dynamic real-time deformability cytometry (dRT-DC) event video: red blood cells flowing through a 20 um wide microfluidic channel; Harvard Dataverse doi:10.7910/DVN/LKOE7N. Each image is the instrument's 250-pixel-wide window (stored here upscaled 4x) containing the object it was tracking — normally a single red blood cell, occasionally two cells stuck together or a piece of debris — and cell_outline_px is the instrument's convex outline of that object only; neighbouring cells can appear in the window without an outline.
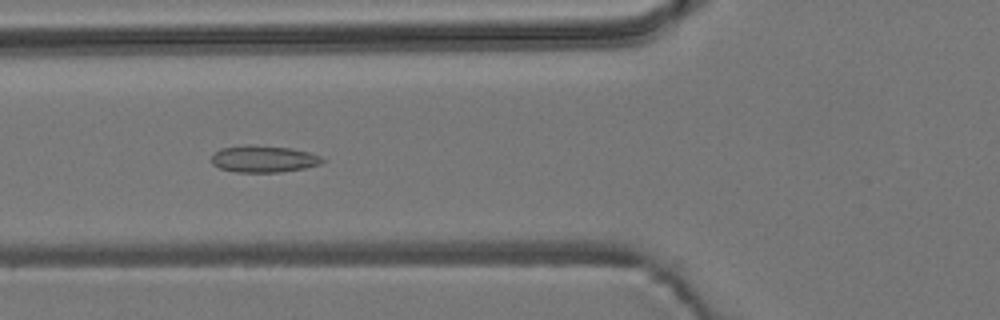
{"species": "common noctule bat (a hibernating species)", "species_latin": "Nyctalus noctula", "temperature_condition": "room temperature", "stored_images_in_passage": 54, "camera_frame_rate_fps": 3000, "um_per_image_px": 0.085, "animal": {"sex": "male", "body_mass_g": 19.2, "forearm_length_mm": 51.8}, "frame": {"image": 1, "passage_image": 20, "time_ms": 6.333, "image_size_px": [1000, 320], "cell_outline_px": [[328, 160], [320, 164], [304, 168], [280, 172], [236, 172], [220, 168], [212, 164], [212, 156], [220, 148], [244, 144], [252, 144], [292, 148], [308, 152], [320, 156]], "centroid_in_image_um": [22.42, 13.49], "position_along_channel_um": 103.4, "area_um2": 17.51}}
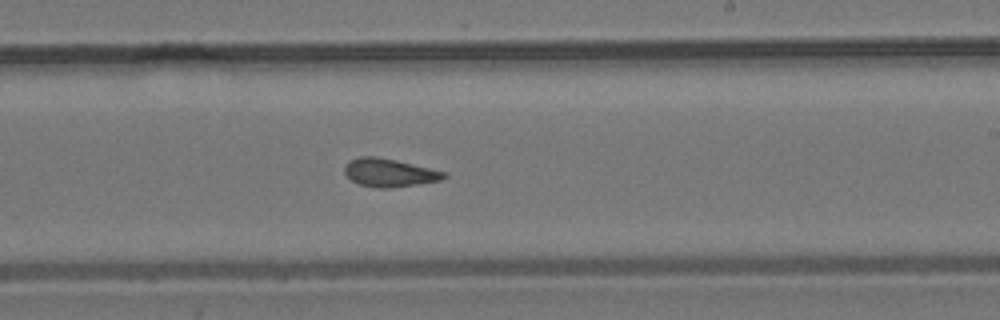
{"frame": {"image": 2, "passage_image": 32, "time_ms": 10.333, "image_size_px": [1000, 320], "cell_outline_px": [[448, 176], [440, 180], [416, 184], [388, 188], [376, 188], [360, 184], [352, 180], [344, 172], [344, 168], [352, 160], [360, 156], [376, 156], [396, 160], [448, 172]], "centroid_in_image_um": [33.13, 14.67], "position_along_channel_um": 255.9, "area_um2": 16.13}}
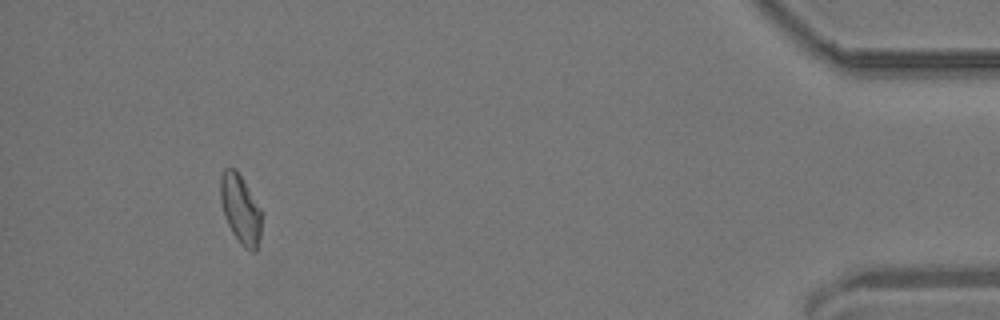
{"frame": {"image": 3, "passage_image": 50, "time_ms": 16.333, "image_size_px": [1000, 320], "cell_outline_px": [[260, 236], [256, 252], [252, 252], [244, 248], [240, 244], [232, 232], [228, 224], [220, 200], [220, 176], [224, 168], [236, 168], [260, 208]], "centroid_in_image_um": [20.42, 17.78], "position_along_channel_um": 414.8, "area_um2": 16.36}, "authors_computed_cell_mechanics": {"area_um2": 16.7909, "velocity_mm_per_s": 3.8065, "shape_relaxation_time_tau1_ms": null, "shape_relaxation_time_tau2_ms": 2.6143, "deformation_change_tau1": null, "deformation_change_tau2": 0.0912}}